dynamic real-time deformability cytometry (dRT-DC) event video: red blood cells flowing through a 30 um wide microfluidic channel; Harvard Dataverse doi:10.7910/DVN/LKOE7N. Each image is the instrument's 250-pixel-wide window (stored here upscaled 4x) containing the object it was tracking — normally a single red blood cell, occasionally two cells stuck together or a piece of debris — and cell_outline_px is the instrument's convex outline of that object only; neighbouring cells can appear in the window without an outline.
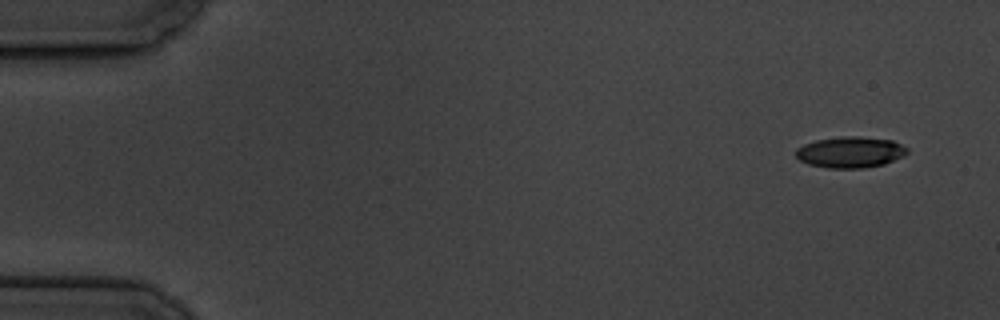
{"species": "common noctule bat (a hibernating species)", "species_latin": "Nyctalus noctula", "temperature_condition": "cold", "stored_images_in_passage": 6, "camera_frame_rate_fps": 3000, "um_per_image_px": 0.085, "animal": {"sex": "male", "body_mass_g": 19.5, "forearm_length_mm": 54.6}, "frame": {"image": 1, "passage_image": 1, "time_ms": 0.0, "image_size_px": [1000, 320], "cell_outline_px": [[908, 152], [884, 164], [864, 168], [828, 168], [808, 164], [800, 160], [796, 156], [796, 148], [804, 144], [816, 140], [840, 136], [860, 136], [892, 140], [908, 148]], "centroid_in_image_um": [72.24, 12.93], "position_along_channel_um": 12.8, "area_um2": 20.11}}
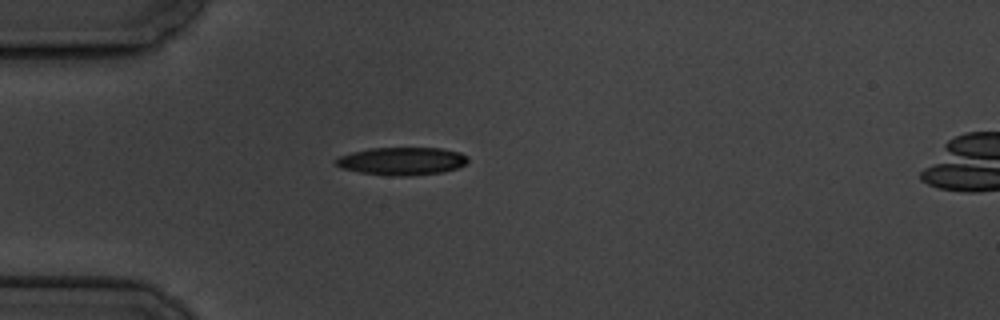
{"frame": {"image": 2, "passage_image": 5, "time_ms": 4.333, "image_size_px": [1000, 320], "cell_outline_px": [[468, 160], [464, 164], [456, 168], [444, 172], [408, 176], [392, 176], [360, 172], [340, 168], [336, 164], [336, 160], [340, 156], [352, 152], [372, 148], [440, 148], [460, 152], [468, 156]], "centroid_in_image_um": [34.18, 13.7], "position_along_channel_um": 50.8, "area_um2": 21.33}}